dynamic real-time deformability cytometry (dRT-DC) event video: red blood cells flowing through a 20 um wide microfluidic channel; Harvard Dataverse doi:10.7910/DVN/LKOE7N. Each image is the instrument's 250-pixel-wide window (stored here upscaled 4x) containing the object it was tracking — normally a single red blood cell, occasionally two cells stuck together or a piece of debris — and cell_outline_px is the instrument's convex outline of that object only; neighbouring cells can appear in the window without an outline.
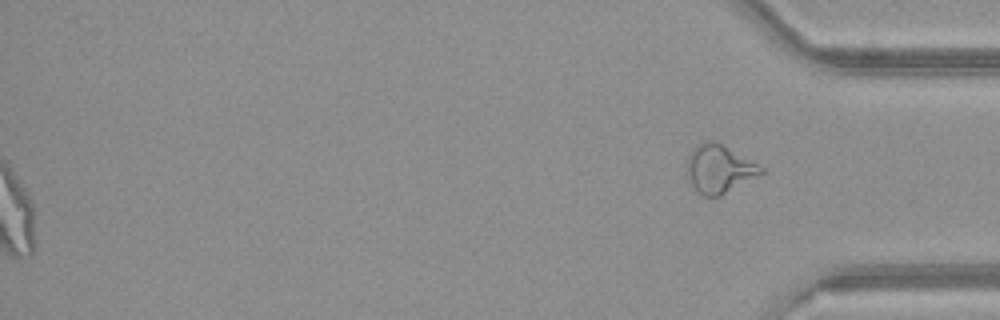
{"species": "common noctule bat (a hibernating species)", "species_latin": "Nyctalus noctula", "temperature_condition": "warm", "stored_images_in_passage": 52, "segment_of_instrument_passage": [2, 2], "camera_frame_rate_fps": 3000, "um_per_image_px": 0.085, "animal": {"sex": "female", "body_mass_g": 21.9}, "frame": {"image": 1, "passage_image": 52, "time_ms": 17.0, "image_size_px": [1000, 320], "cell_outline_px": [[768, 172], [720, 196], [700, 196], [696, 192], [692, 184], [688, 172], [688, 156], [700, 144], [708, 140], [716, 140], [764, 168]], "centroid_in_image_um": [61.19, 14.38], "position_along_channel_um": 374.0, "area_um2": 20.69}}